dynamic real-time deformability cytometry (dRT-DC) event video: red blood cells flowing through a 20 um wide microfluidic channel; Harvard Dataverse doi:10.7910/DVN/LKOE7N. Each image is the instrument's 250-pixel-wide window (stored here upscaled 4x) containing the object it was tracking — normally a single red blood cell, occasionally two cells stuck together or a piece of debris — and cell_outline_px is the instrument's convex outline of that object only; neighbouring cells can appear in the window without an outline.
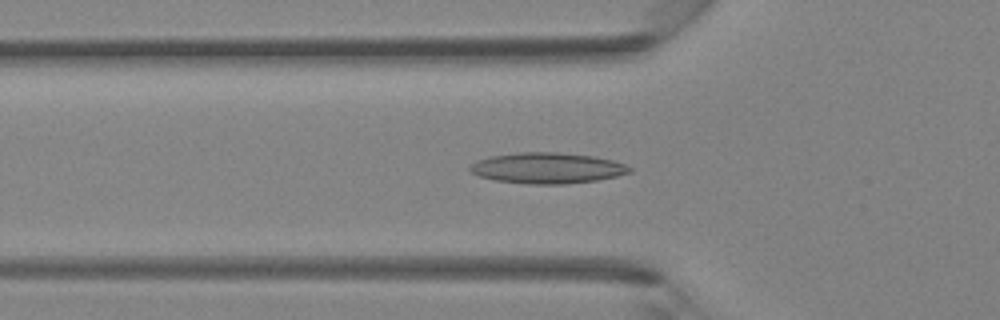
{"species": "Egyptian fruit bat (a non-hibernating species)", "species_latin": "Rousettus aegyptiacus", "temperature_condition": "room temperature", "stored_images_in_passage": 31, "camera_frame_rate_fps": 3000, "um_per_image_px": 0.085, "animal": {"sex": "female"}, "frame": {"image": 1, "passage_image": 8, "time_ms": 2.333, "image_size_px": [1000, 320], "cell_outline_px": [[632, 172], [616, 176], [596, 180], [564, 184], [528, 184], [496, 180], [480, 176], [472, 172], [468, 168], [476, 160], [492, 156], [520, 152], [560, 152], [592, 156], [612, 160], [624, 164], [632, 168]], "centroid_in_image_um": [46.52, 14.28], "position_along_channel_um": 79.3, "area_um2": 28.5}}
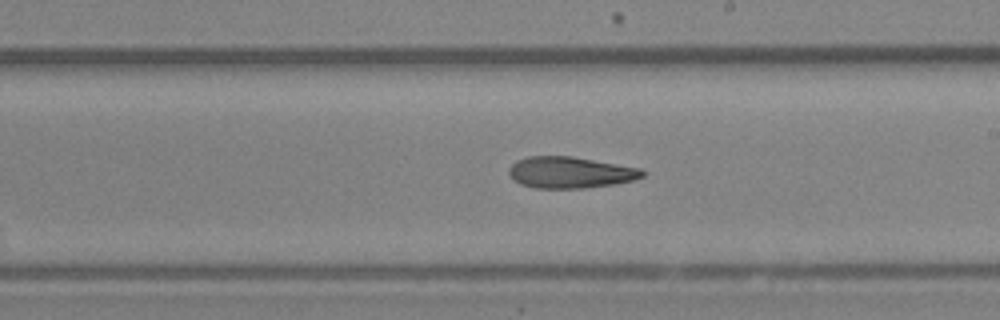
{"frame": {"image": 2, "passage_image": 18, "time_ms": 5.667, "image_size_px": [1000, 320], "cell_outline_px": [[648, 172], [644, 176], [636, 180], [616, 184], [584, 188], [536, 188], [520, 184], [512, 180], [508, 172], [508, 168], [516, 160], [528, 156], [572, 156], [640, 168]], "centroid_in_image_um": [48.48, 14.66], "position_along_channel_um": 240.5, "area_um2": 24.74}}
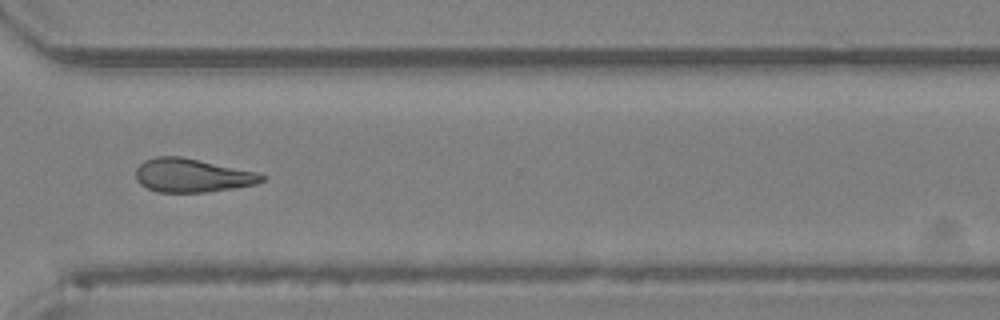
{"frame": {"image": 3, "passage_image": 25, "time_ms": 8.0, "image_size_px": [1000, 320], "cell_outline_px": [[268, 176], [264, 180], [256, 184], [232, 188], [204, 192], [156, 192], [140, 184], [136, 180], [136, 168], [144, 160], [156, 156], [180, 156], [256, 172]], "centroid_in_image_um": [16.31, 14.91], "position_along_channel_um": 354.3, "area_um2": 24.57}}